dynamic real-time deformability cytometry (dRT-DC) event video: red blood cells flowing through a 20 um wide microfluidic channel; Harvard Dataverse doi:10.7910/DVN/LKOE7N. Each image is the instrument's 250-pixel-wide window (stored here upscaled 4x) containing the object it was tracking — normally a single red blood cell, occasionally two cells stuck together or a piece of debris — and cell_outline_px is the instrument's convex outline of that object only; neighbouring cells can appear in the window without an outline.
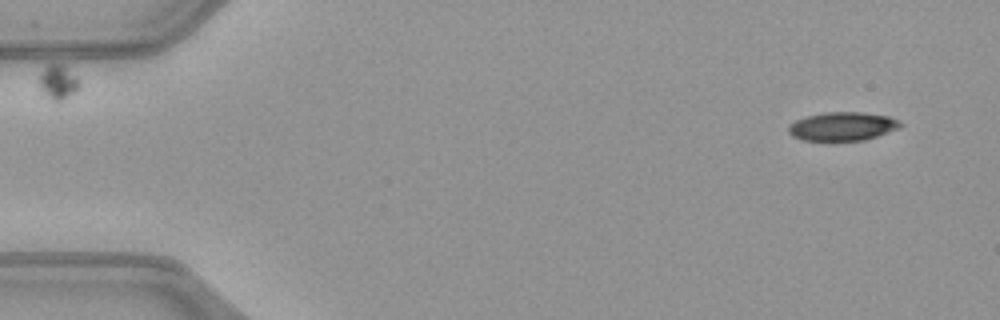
{"species": "common noctule bat (a hibernating species)", "species_latin": "Nyctalus noctula", "temperature_condition": "warm", "stored_images_in_passage": 51, "camera_frame_rate_fps": 3000, "um_per_image_px": 0.085, "animal": {"sex": "female", "body_mass_g": 21.9}, "frame": {"image": 1, "passage_image": 4, "time_ms": 1.0, "image_size_px": [1000, 320], "cell_outline_px": [[904, 124], [900, 128], [864, 140], [804, 140], [792, 136], [788, 132], [788, 124], [796, 120], [808, 116], [824, 112], [860, 112], [888, 116], [900, 120]], "centroid_in_image_um": [71.62, 10.73], "position_along_channel_um": 13.4, "area_um2": 18.61}}
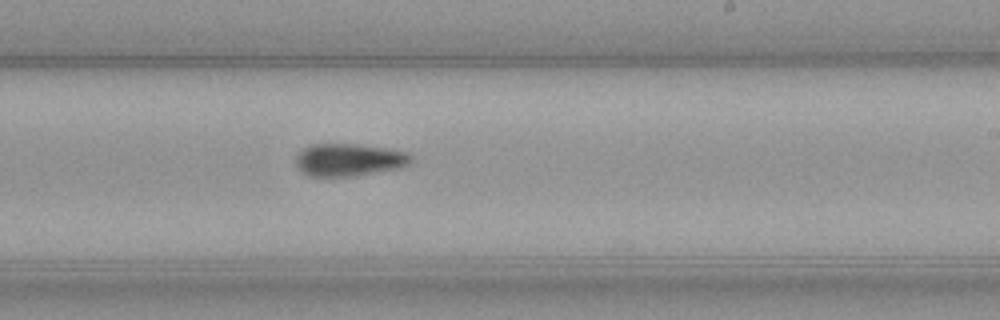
{"frame": {"image": 2, "passage_image": 31, "time_ms": 10.0, "image_size_px": [1000, 320], "cell_outline_px": [[412, 160], [404, 168], [352, 176], [312, 176], [304, 172], [296, 164], [296, 156], [304, 148], [312, 144], [356, 144], [384, 148], [408, 152], [412, 156]], "centroid_in_image_um": [29.72, 13.58], "position_along_channel_um": 259.3, "area_um2": 21.73}}
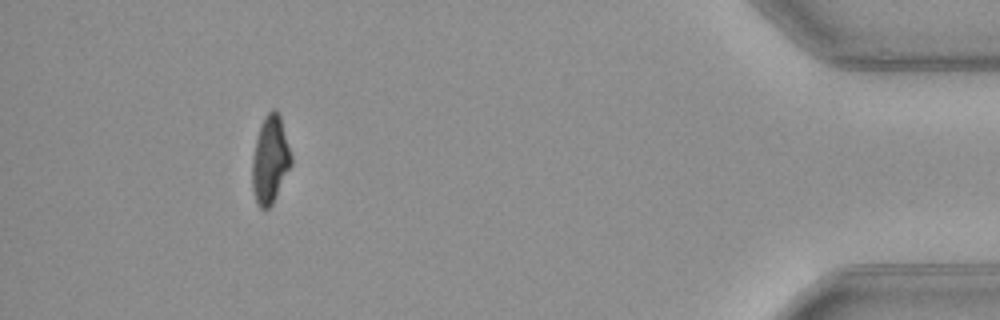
{"frame": {"image": 3, "passage_image": 47, "time_ms": 15.333, "image_size_px": [1000, 320], "cell_outline_px": [[292, 164], [272, 204], [268, 208], [260, 208], [256, 200], [252, 188], [252, 156], [260, 124], [264, 116], [272, 108], [276, 108], [280, 116], [292, 156]], "centroid_in_image_um": [22.96, 13.54], "position_along_channel_um": 412.2, "area_um2": 19.88}, "authors_computed_cell_mechanics": {"area_um2": 20.9236, "velocity_mm_per_s": 4.0738, "shape_relaxation_time_tau1_ms": 5.0447, "shape_relaxation_time_tau2_ms": 10.0642, "deformation_change_tau1": 0.1809, "deformation_change_tau2": 0.202}}